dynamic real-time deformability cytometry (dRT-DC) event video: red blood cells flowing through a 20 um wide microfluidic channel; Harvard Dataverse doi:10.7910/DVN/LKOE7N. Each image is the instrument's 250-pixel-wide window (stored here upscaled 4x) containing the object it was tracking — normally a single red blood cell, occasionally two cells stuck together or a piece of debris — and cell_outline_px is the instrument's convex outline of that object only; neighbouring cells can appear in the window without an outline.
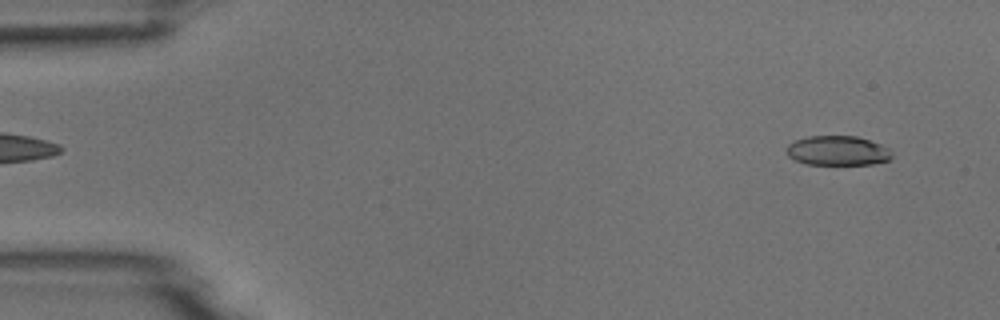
{"species": "common noctule bat (a hibernating species)", "species_latin": "Nyctalus noctula", "temperature_condition": "room temperature", "stored_images_in_passage": 5, "camera_frame_rate_fps": 3000, "um_per_image_px": 0.085, "animal": {"sex": "male", "body_mass_g": 18.8}, "frame": {"image": 1, "passage_image": 5, "time_ms": 5.333, "image_size_px": [1000, 320], "cell_outline_px": [[892, 156], [888, 160], [872, 164], [808, 164], [796, 160], [788, 156], [784, 152], [784, 148], [788, 144], [796, 140], [808, 136], [856, 136], [880, 144], [888, 148]], "centroid_in_image_um": [71.14, 12.8], "position_along_channel_um": 13.9, "area_um2": 18.09}}